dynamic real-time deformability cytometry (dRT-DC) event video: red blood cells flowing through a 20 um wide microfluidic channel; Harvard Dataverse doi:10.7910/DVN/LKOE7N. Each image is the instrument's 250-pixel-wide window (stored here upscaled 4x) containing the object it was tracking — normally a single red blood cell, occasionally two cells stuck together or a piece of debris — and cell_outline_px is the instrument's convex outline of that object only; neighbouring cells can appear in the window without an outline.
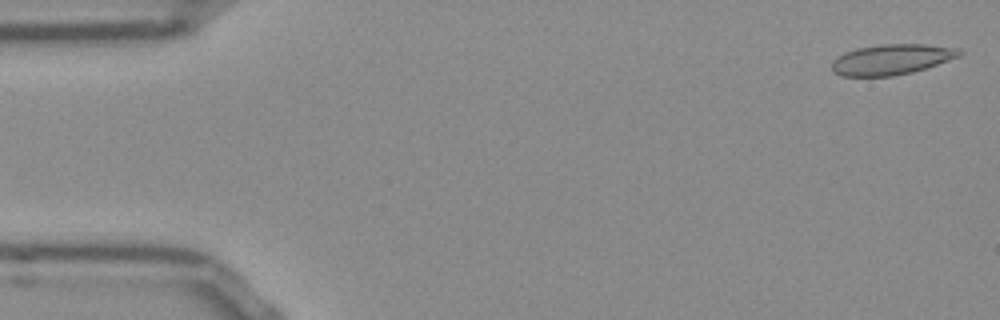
{"species": "Egyptian fruit bat (a non-hibernating species)", "species_latin": "Rousettus aegyptiacus", "temperature_condition": "room temperature", "stored_images_in_passage": 52, "camera_frame_rate_fps": 3000, "um_per_image_px": 0.085, "frame": {"image": 1, "passage_image": 1, "time_ms": 0.0, "image_size_px": [1000, 320], "cell_outline_px": [[964, 52], [960, 56], [912, 72], [892, 76], [840, 76], [832, 72], [832, 60], [836, 56], [844, 52], [856, 48], [880, 44], [924, 44], [960, 48]], "centroid_in_image_um": [75.75, 5.04], "position_along_channel_um": 9.3, "area_um2": 22.77}}
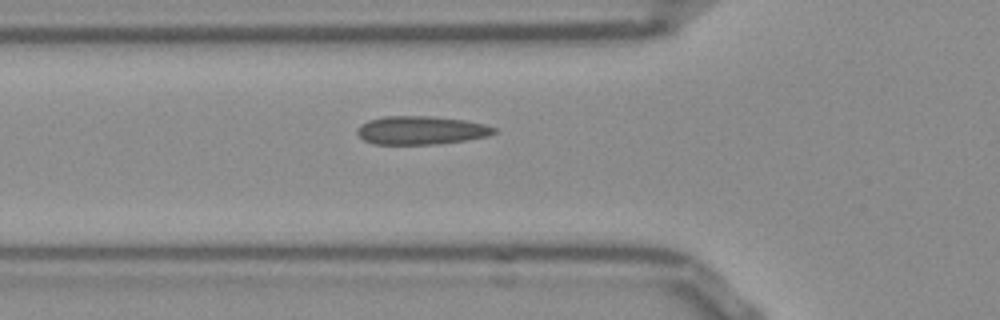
{"frame": {"image": 2, "passage_image": 17, "time_ms": 5.333, "image_size_px": [1000, 320], "cell_outline_px": [[496, 132], [488, 136], [468, 140], [436, 144], [376, 144], [364, 140], [356, 132], [360, 124], [368, 120], [384, 116], [432, 116], [464, 120], [484, 124], [496, 128]], "centroid_in_image_um": [35.79, 11.07], "position_along_channel_um": 90.0, "area_um2": 22.66}}
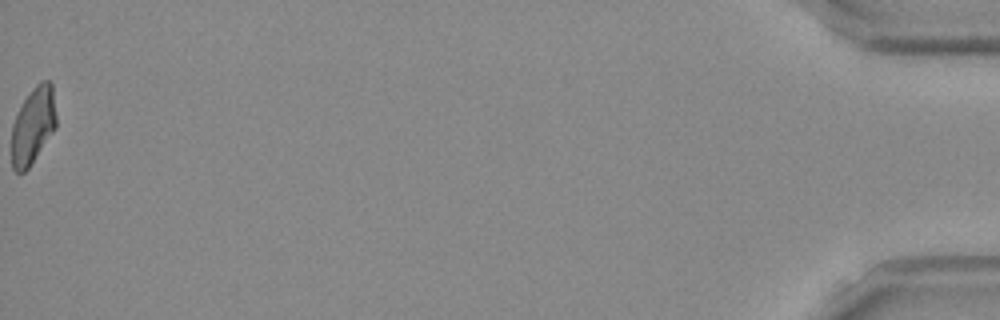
{"frame": {"image": 3, "passage_image": 52, "time_ms": 17.0, "image_size_px": [1000, 320], "cell_outline_px": [[56, 128], [28, 168], [24, 172], [16, 172], [12, 168], [12, 124], [24, 100], [32, 88], [40, 80], [48, 80], [52, 84], [56, 116]], "centroid_in_image_um": [2.82, 10.66], "position_along_channel_um": 432.4, "area_um2": 19.83}, "authors_computed_cell_mechanics": {"area_um2": 21.7617, "velocity_mm_per_s": 3.8435, "shape_relaxation_time_tau1_ms": null, "shape_relaxation_time_tau2_ms": 2.454, "deformation_change_tau1": null, "deformation_change_tau2": 0.0828}}